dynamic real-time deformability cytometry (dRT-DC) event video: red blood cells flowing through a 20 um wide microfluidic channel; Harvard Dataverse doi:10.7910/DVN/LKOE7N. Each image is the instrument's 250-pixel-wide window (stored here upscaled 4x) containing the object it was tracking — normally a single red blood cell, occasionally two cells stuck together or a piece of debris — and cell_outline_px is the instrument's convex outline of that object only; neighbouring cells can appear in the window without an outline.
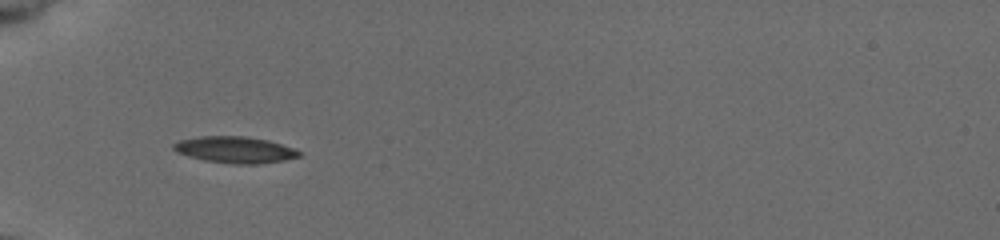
{"species": "common noctule bat (a hibernating species)", "species_latin": "Nyctalus noctula", "temperature_condition": "cold", "stored_images_in_passage": 64, "camera_frame_rate_fps": 3000, "um_per_image_px": 0.085, "animal": {"sex": "female", "body_mass_g": 19.5, "forearm_length_mm": 54.1}, "frame": {"image": 1, "passage_image": 1, "time_ms": 0.0, "image_size_px": [1000, 240], "cell_outline_px": [[300, 156], [284, 160], [260, 164], [232, 164], [204, 160], [188, 156], [176, 152], [172, 148], [172, 144], [180, 140], [200, 136], [244, 136], [268, 140], [292, 148], [300, 152]], "centroid_in_image_um": [19.93, 12.73], "position_along_channel_um": 65.1, "area_um2": 19.31}}
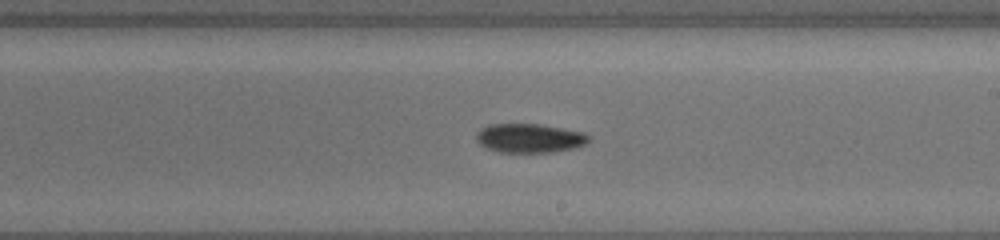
{"frame": {"image": 2, "passage_image": 28, "time_ms": 5.0, "image_size_px": [1000, 240], "cell_outline_px": [[592, 140], [588, 144], [576, 148], [552, 152], [500, 152], [488, 148], [480, 144], [476, 140], [476, 132], [480, 128], [492, 124], [540, 124], [584, 132], [592, 136]], "centroid_in_image_um": [45.08, 11.74], "position_along_channel_um": 243.9, "area_um2": 19.31}}
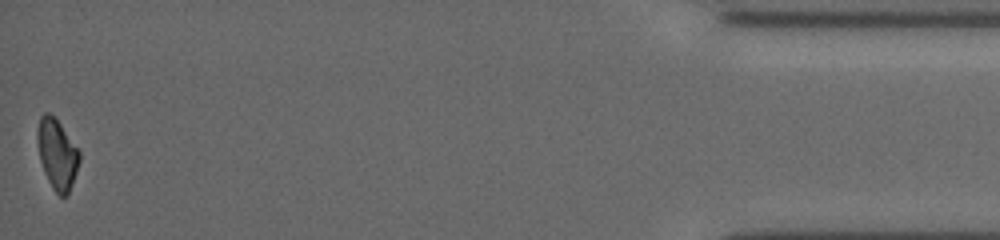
{"frame": {"image": 3, "passage_image": 63, "time_ms": 12.0, "image_size_px": [1000, 240], "cell_outline_px": [[80, 160], [68, 196], [60, 196], [52, 188], [44, 172], [40, 160], [36, 140], [36, 132], [40, 116], [44, 112], [48, 112], [56, 116], [80, 152]], "centroid_in_image_um": [4.84, 13.06], "position_along_channel_um": 430.4, "area_um2": 17.46}, "authors_computed_cell_mechanics": {"area_um2": 18.1492, "velocity_mm_per_s": 3.7443, "shape_relaxation_time_tau1_ms": 3.7716, "shape_relaxation_time_tau2_ms": null, "deformation_change_tau1": 0.1156, "deformation_change_tau2": null}}